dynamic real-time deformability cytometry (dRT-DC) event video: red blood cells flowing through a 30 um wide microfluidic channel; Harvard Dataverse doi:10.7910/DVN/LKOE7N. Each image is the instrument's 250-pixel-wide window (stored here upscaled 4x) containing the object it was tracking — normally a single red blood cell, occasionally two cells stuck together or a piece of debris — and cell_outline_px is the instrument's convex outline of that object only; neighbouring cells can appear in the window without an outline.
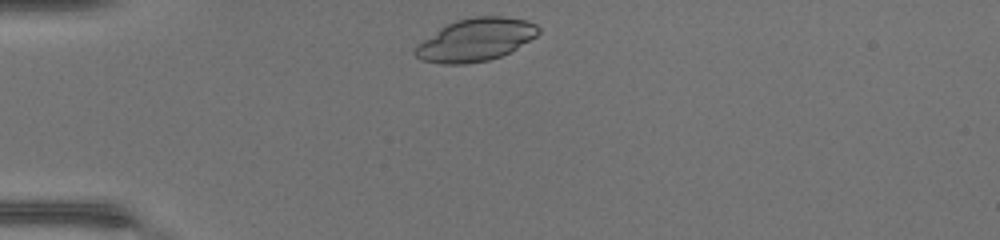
{"species": "common noctule bat (a hibernating species)", "species_latin": "Nyctalus noctula", "temperature_condition": "warm", "stored_images_in_passage": 31, "camera_frame_rate_fps": 3000, "um_per_image_px": 0.085, "animal": {"sex": "female", "body_mass_g": 17.0, "forearm_length_mm": 48.0}, "frame": {"image": 1, "passage_image": 1, "time_ms": 0.0, "image_size_px": [1000, 240], "cell_outline_px": [[540, 32], [536, 36], [516, 48], [500, 56], [488, 60], [464, 64], [444, 64], [420, 60], [412, 52], [412, 48], [440, 28], [456, 20], [472, 16], [504, 16], [528, 20], [536, 24], [540, 28]], "centroid_in_image_um": [40.41, 3.37], "position_along_channel_um": 44.6, "area_um2": 30.69}}
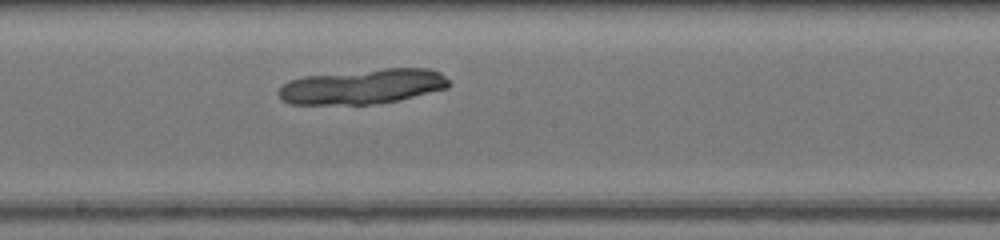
{"frame": {"image": 2, "passage_image": 15, "time_ms": 4.667, "image_size_px": [1000, 240], "cell_outline_px": [[452, 84], [448, 88], [400, 100], [376, 104], [288, 104], [280, 100], [276, 92], [288, 80], [304, 76], [384, 68], [428, 68], [440, 72]], "centroid_in_image_um": [30.82, 7.36], "position_along_channel_um": 217.4, "area_um2": 35.03}}
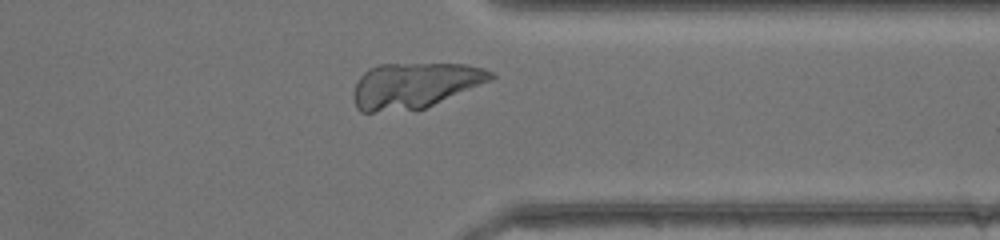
{"frame": {"image": 3, "passage_image": 26, "time_ms": 8.333, "image_size_px": [1000, 240], "cell_outline_px": [[496, 76], [492, 80], [416, 112], [360, 112], [356, 108], [352, 96], [352, 92], [360, 76], [368, 68], [380, 64], [468, 64], [484, 68], [492, 72]], "centroid_in_image_um": [35.22, 7.29], "position_along_channel_um": 376.2, "area_um2": 37.17}}